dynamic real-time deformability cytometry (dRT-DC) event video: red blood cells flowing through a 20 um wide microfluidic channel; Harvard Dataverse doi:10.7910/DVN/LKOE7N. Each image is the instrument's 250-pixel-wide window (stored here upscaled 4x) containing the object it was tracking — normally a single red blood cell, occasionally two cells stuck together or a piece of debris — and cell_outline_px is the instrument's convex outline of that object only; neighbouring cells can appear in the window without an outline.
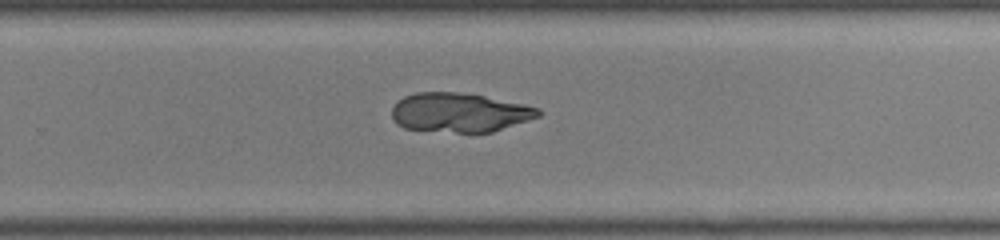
{"species": "common noctule bat (a hibernating species)", "species_latin": "Nyctalus noctula", "temperature_condition": "room temperature", "stored_images_in_passage": 44, "camera_frame_rate_fps": 3000, "um_per_image_px": 0.085, "animal": {"sex": "male", "body_mass_g": 19.0, "forearm_length_mm": 50.8}, "frame": {"image": 1, "passage_image": 27, "time_ms": 8.667, "image_size_px": [1000, 240], "cell_outline_px": [[540, 116], [492, 132], [456, 132], [404, 128], [396, 124], [392, 120], [392, 108], [404, 96], [416, 92], [456, 92], [484, 96], [524, 104], [540, 108]], "centroid_in_image_um": [39.05, 9.56], "position_along_channel_um": 290.8, "area_um2": 33.23}}